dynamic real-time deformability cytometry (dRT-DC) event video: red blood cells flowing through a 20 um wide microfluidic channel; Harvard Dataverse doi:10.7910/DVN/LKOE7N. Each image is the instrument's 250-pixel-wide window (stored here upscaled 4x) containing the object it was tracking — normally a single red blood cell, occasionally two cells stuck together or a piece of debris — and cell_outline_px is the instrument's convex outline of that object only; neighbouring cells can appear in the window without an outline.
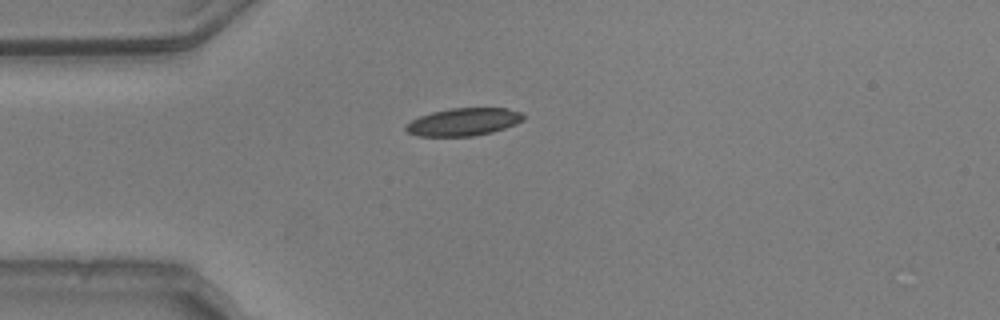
{"species": "common noctule bat (a hibernating species)", "species_latin": "Nyctalus noctula", "temperature_condition": "warm", "stored_images_in_passage": 35, "camera_frame_rate_fps": 3000, "um_per_image_px": 0.085, "animal": {"sex": "male", "body_mass_g": 20.5, "forearm_length_mm": 52.5}, "frame": {"image": 1, "passage_image": 1, "time_ms": 0.0, "image_size_px": [1000, 320], "cell_outline_px": [[524, 120], [516, 124], [492, 132], [472, 136], [420, 136], [408, 132], [404, 128], [404, 124], [420, 116], [432, 112], [452, 108], [504, 108], [520, 112], [524, 116]], "centroid_in_image_um": [39.39, 10.36], "position_along_channel_um": 45.6, "area_um2": 18.84}}
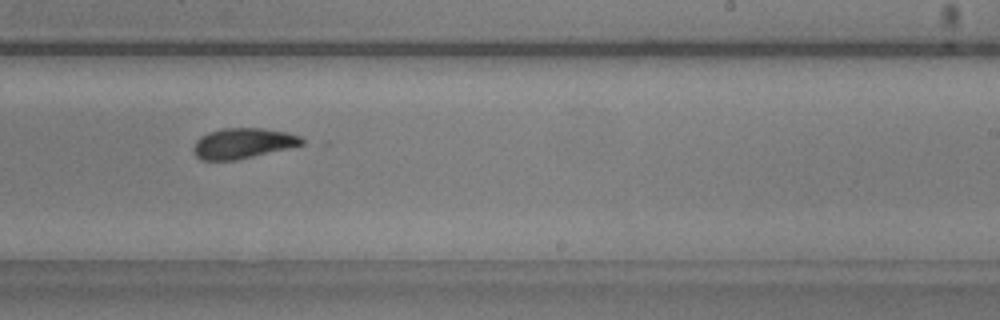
{"frame": {"image": 2, "passage_image": 20, "time_ms": 6.333, "image_size_px": [1000, 320], "cell_outline_px": [[304, 144], [288, 148], [236, 160], [200, 160], [196, 156], [192, 148], [196, 140], [200, 136], [208, 132], [220, 128], [264, 128], [284, 132], [300, 136], [304, 140]], "centroid_in_image_um": [20.6, 12.17], "position_along_channel_um": 268.4, "area_um2": 19.19}, "authors_computed_cell_mechanics": {"area_um2": 19.363, "velocity_mm_per_s": 3.7539, "shape_relaxation_time_tau1_ms": 3.6482, "shape_relaxation_time_tau2_ms": 3.2594, "deformation_change_tau1": 0.1563, "deformation_change_tau2": 0.0902}}